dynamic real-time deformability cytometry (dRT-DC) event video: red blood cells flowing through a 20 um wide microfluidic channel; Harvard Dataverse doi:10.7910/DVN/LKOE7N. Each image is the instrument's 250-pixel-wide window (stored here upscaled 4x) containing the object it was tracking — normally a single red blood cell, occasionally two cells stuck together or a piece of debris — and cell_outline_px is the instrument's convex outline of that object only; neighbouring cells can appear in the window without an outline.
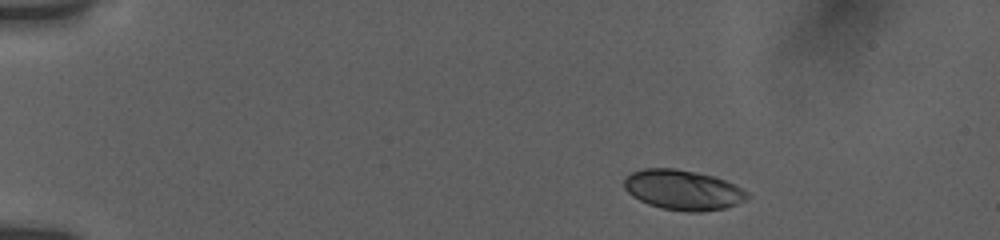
{"species": "human", "species_latin": "Homo sapiens", "temperature_condition": "room temperature", "stored_images_in_passage": 7, "camera_frame_rate_fps": 3000, "um_per_image_px": 0.085, "donor": {"sex": "female"}, "frame": {"image": 1, "passage_image": 2, "time_ms": 1.0, "image_size_px": [1000, 240], "cell_outline_px": [[752, 196], [736, 204], [724, 208], [700, 212], [688, 212], [664, 208], [648, 204], [632, 196], [624, 188], [624, 180], [632, 172], [644, 168], [676, 168], [696, 172], [712, 176], [724, 180], [748, 192]], "centroid_in_image_um": [58.04, 16.14], "position_along_channel_um": 27.0, "area_um2": 28.5}}
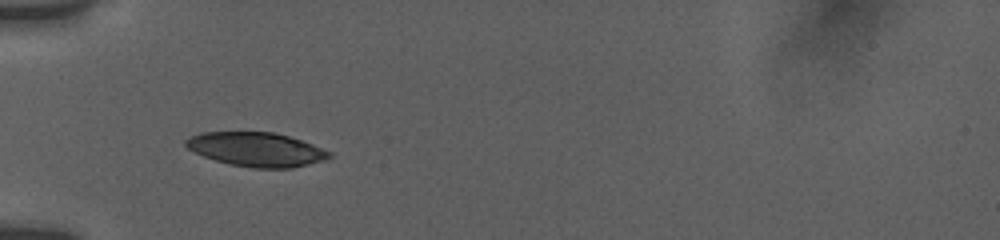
{"frame": {"image": 2, "passage_image": 6, "time_ms": 4.333, "image_size_px": [1000, 240], "cell_outline_px": [[332, 156], [324, 160], [292, 168], [252, 168], [232, 164], [216, 160], [204, 156], [188, 148], [184, 144], [184, 140], [200, 132], [272, 132], [288, 136], [312, 144], [332, 152]], "centroid_in_image_um": [21.8, 12.7], "position_along_channel_um": 63.2, "area_um2": 28.26}}
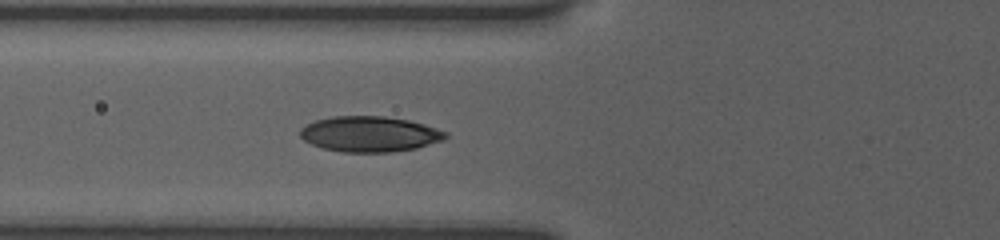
{"frame": {"image": 3, "passage_image": 7, "time_ms": 5.333, "image_size_px": [1000, 240], "cell_outline_px": [[448, 136], [444, 140], [416, 148], [392, 152], [344, 152], [324, 148], [312, 144], [304, 140], [300, 136], [300, 128], [304, 124], [316, 120], [332, 116], [384, 116], [408, 120], [424, 124], [448, 132]], "centroid_in_image_um": [31.42, 11.39], "position_along_channel_um": 94.4, "area_um2": 30.17}}